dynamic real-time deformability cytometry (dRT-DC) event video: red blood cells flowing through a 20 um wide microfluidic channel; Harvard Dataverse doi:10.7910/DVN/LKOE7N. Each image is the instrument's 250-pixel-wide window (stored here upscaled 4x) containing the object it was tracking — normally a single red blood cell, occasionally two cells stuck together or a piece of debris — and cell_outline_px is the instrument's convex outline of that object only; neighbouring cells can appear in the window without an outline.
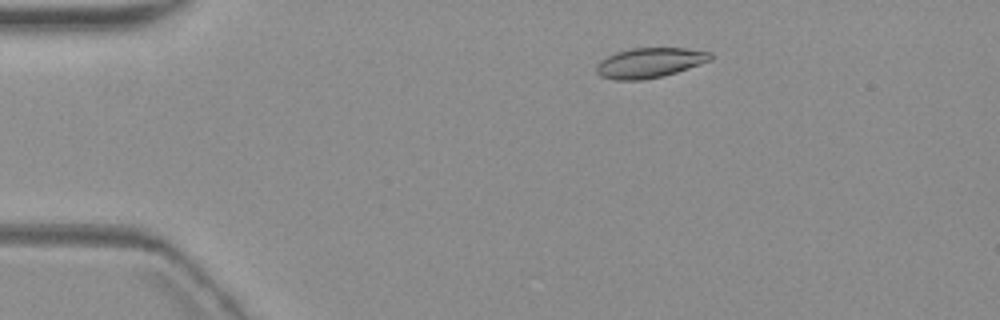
{"species": "common noctule bat (a hibernating species)", "species_latin": "Nyctalus noctula", "temperature_condition": "warm", "stored_images_in_passage": 5, "camera_frame_rate_fps": 3000, "um_per_image_px": 0.085, "animal": {"sex": "female", "body_mass_g": 19.3, "forearm_length_mm": 54.1}, "frame": {"image": 1, "passage_image": 3, "time_ms": 2.667, "image_size_px": [1000, 320], "cell_outline_px": [[712, 60], [676, 72], [660, 76], [640, 80], [616, 80], [600, 76], [596, 72], [596, 64], [600, 60], [616, 52], [632, 48], [684, 48], [712, 52]], "centroid_in_image_um": [55.2, 5.33], "position_along_channel_um": 29.8, "area_um2": 19.83}}